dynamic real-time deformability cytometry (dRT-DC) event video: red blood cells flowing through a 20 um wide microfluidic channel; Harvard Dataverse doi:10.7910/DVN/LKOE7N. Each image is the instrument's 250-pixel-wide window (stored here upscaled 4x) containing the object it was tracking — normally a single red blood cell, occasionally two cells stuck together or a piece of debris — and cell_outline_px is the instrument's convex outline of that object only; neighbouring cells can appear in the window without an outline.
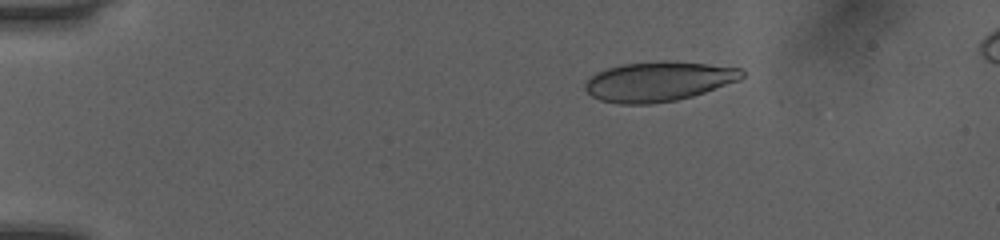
{"species": "human", "species_latin": "Homo sapiens", "temperature_condition": "room temperature", "stored_images_in_passage": 43, "camera_frame_rate_fps": 3000, "um_per_image_px": 0.085, "donor": {"sex": "female"}, "frame": {"image": 1, "passage_image": 1, "time_ms": 0.0, "image_size_px": [1000, 240], "cell_outline_px": [[744, 76], [740, 80], [692, 96], [676, 100], [652, 104], [620, 104], [600, 100], [592, 96], [584, 88], [584, 84], [596, 72], [608, 68], [624, 64], [660, 60], [668, 60], [708, 64], [740, 68], [744, 72]], "centroid_in_image_um": [55.97, 6.92], "position_along_channel_um": 29.0, "area_um2": 36.3}}
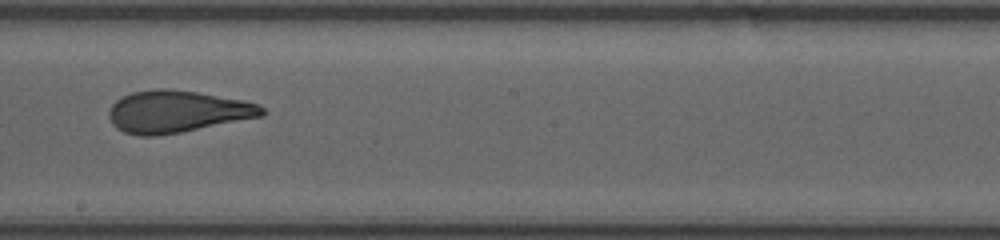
{"frame": {"image": 2, "passage_image": 22, "time_ms": 7.0, "image_size_px": [1000, 240], "cell_outline_px": [[264, 116], [180, 132], [156, 136], [140, 136], [124, 132], [116, 128], [112, 124], [108, 116], [108, 112], [112, 104], [116, 100], [132, 92], [156, 88], [168, 88], [196, 92], [244, 100], [260, 104], [264, 108]], "centroid_in_image_um": [15.05, 9.48], "position_along_channel_um": 233.2, "area_um2": 37.57}}
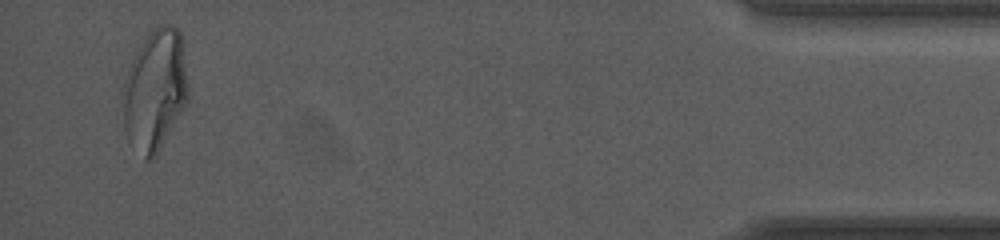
{"frame": {"image": 3, "passage_image": 41, "time_ms": 13.333, "image_size_px": [1000, 240], "cell_outline_px": [[188, 100], [184, 108], [160, 148], [152, 160], [144, 160], [128, 140], [124, 128], [120, 96], [120, 92], [128, 68], [136, 52], [148, 32], [152, 28], [160, 24], [172, 24], [180, 32], [188, 84]], "centroid_in_image_um": [13.13, 7.66], "position_along_channel_um": 422.1, "area_um2": 46.64}, "authors_computed_cell_mechanics": {"area_um2": 37.2232, "velocity_mm_per_s": 4.0708, "shape_relaxation_time_tau1_ms": 8.9584, "shape_relaxation_time_tau2_ms": 1.0114, "deformation_change_tau1": 0.2678, "deformation_change_tau2": 0.0859}}